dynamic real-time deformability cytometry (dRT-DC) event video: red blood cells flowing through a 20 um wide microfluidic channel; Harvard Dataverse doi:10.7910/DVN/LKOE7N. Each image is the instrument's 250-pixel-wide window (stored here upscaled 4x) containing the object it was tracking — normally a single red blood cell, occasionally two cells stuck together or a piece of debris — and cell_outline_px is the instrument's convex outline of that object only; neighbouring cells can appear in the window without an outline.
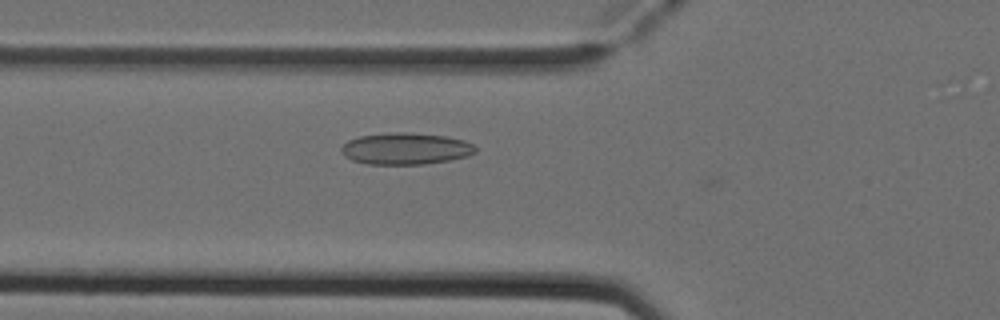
{"species": "Egyptian fruit bat (a non-hibernating species)", "species_latin": "Rousettus aegyptiacus", "temperature_condition": "cold", "stored_images_in_passage": 35, "camera_frame_rate_fps": 3000, "um_per_image_px": 0.085, "animal": {"sex": "female"}, "frame": {"image": 1, "passage_image": 8, "time_ms": 2.333, "image_size_px": [1000, 320], "cell_outline_px": [[476, 152], [468, 156], [448, 160], [424, 164], [368, 164], [352, 160], [344, 156], [340, 152], [340, 148], [348, 140], [360, 136], [400, 132], [404, 132], [448, 136], [464, 140], [472, 144], [476, 148]], "centroid_in_image_um": [34.48, 12.64], "position_along_channel_um": 91.3, "area_um2": 24.68}}
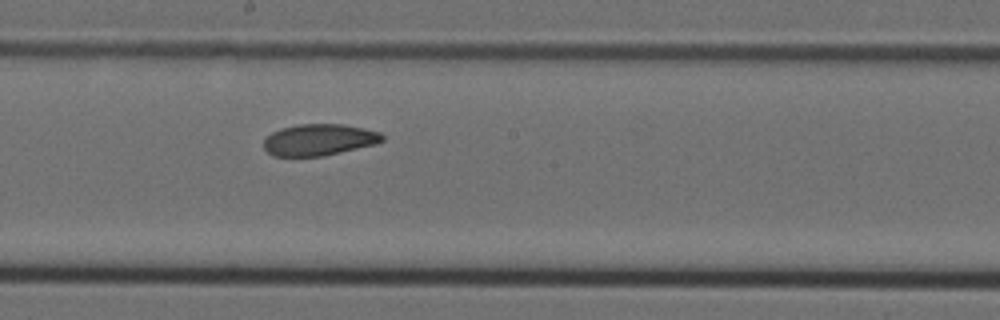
{"frame": {"image": 2, "passage_image": 18, "time_ms": 5.667, "image_size_px": [1000, 320], "cell_outline_px": [[384, 140], [376, 144], [324, 156], [272, 156], [264, 148], [264, 140], [272, 132], [280, 128], [300, 124], [344, 124], [364, 128], [380, 132], [384, 136]], "centroid_in_image_um": [27.14, 11.88], "position_along_channel_um": 221.1, "area_um2": 21.85}}
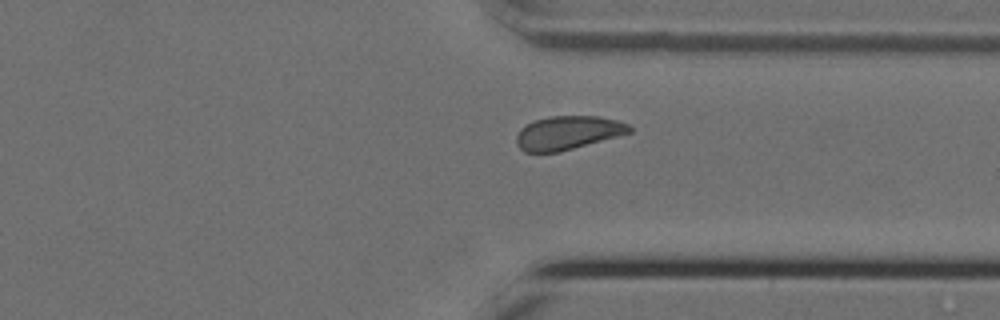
{"frame": {"image": 3, "passage_image": 29, "time_ms": 9.333, "image_size_px": [1000, 320], "cell_outline_px": [[632, 132], [560, 152], [524, 152], [516, 144], [516, 136], [520, 128], [536, 120], [552, 116], [600, 116], [620, 120], [628, 124], [632, 128]], "centroid_in_image_um": [48.29, 11.28], "position_along_channel_um": 363.1, "area_um2": 22.2}, "authors_computed_cell_mechanics": {"area_um2": 22.3108, "velocity_mm_per_s": 3.8734, "shape_relaxation_time_tau1_ms": 10.5351, "shape_relaxation_time_tau2_ms": 2.3169, "deformation_change_tau1": 0.1303, "deformation_change_tau2": 0.0649}}